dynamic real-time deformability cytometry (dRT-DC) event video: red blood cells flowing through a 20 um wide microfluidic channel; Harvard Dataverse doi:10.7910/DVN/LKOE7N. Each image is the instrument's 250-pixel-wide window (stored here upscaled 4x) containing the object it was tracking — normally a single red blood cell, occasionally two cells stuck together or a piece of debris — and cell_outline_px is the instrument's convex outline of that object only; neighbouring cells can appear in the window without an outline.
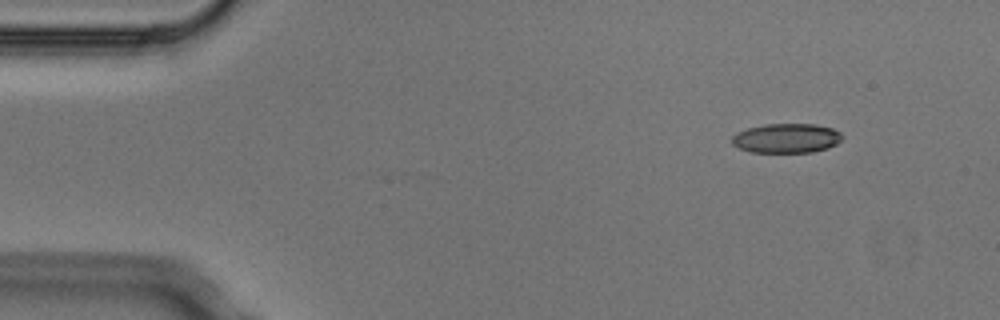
{"species": "Egyptian fruit bat (a non-hibernating species)", "species_latin": "Rousettus aegyptiacus", "temperature_condition": "cold", "stored_images_in_passage": 7, "camera_frame_rate_fps": 3000, "um_per_image_px": 0.085, "animal": {"sex": "male"}, "frame": {"image": 1, "passage_image": 2, "time_ms": 0.333, "image_size_px": [1000, 320], "cell_outline_px": [[844, 136], [836, 144], [828, 148], [812, 152], [752, 152], [740, 148], [732, 144], [732, 136], [736, 132], [748, 128], [764, 124], [816, 124], [832, 128], [840, 132]], "centroid_in_image_um": [66.86, 11.74], "position_along_channel_um": 18.1, "area_um2": 18.96}}
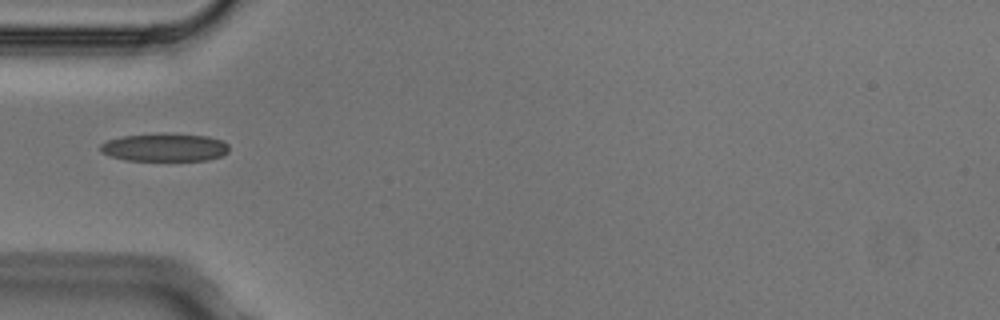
{"frame": {"image": 2, "passage_image": 5, "time_ms": 1.333, "image_size_px": [1000, 320], "cell_outline_px": [[228, 152], [220, 156], [208, 160], [124, 160], [100, 152], [100, 144], [108, 140], [124, 136], [208, 136], [220, 140], [228, 144]], "centroid_in_image_um": [13.99, 12.58], "position_along_channel_um": 71.0, "area_um2": 19.88}}
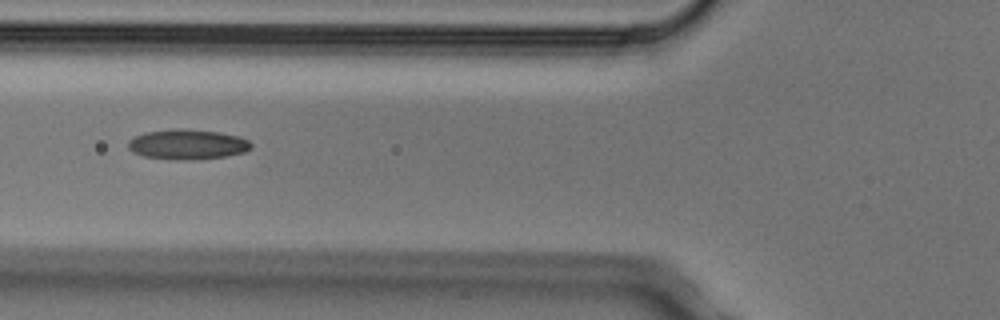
{"frame": {"image": 3, "passage_image": 6, "time_ms": 1.667, "image_size_px": [1000, 320], "cell_outline_px": [[252, 148], [244, 152], [228, 156], [192, 160], [172, 160], [144, 156], [132, 152], [128, 148], [128, 140], [144, 132], [180, 128], [220, 132], [240, 136], [248, 140], [252, 144]], "centroid_in_image_um": [15.95, 12.28], "position_along_channel_um": 109.9, "area_um2": 21.79}}